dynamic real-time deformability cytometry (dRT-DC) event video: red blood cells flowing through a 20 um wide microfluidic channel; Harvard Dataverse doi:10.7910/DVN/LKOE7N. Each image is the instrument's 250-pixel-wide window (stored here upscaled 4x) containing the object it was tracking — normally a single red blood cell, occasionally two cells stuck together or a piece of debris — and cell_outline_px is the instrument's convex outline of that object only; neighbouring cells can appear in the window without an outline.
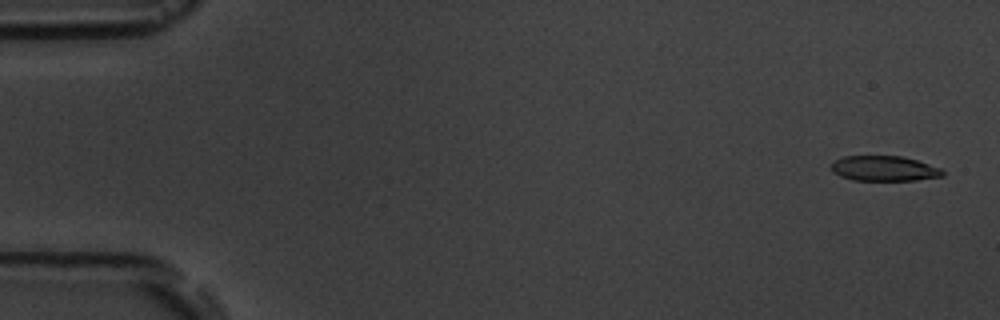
{"species": "common noctule bat (a hibernating species)", "species_latin": "Nyctalus noctula", "temperature_condition": "room temperature", "stored_images_in_passage": 5, "camera_frame_rate_fps": 3000, "um_per_image_px": 0.085, "animal": {"sex": "male", "body_mass_g": 19.5, "forearm_length_mm": 54.6}, "frame": {"image": 1, "passage_image": 1, "time_ms": 0.0, "image_size_px": [1000, 320], "cell_outline_px": [[944, 176], [916, 180], [852, 180], [840, 176], [832, 172], [832, 164], [836, 160], [844, 156], [900, 156], [916, 160], [940, 168], [944, 172]], "centroid_in_image_um": [75.15, 14.33], "position_along_channel_um": 9.9, "area_um2": 16.18}}
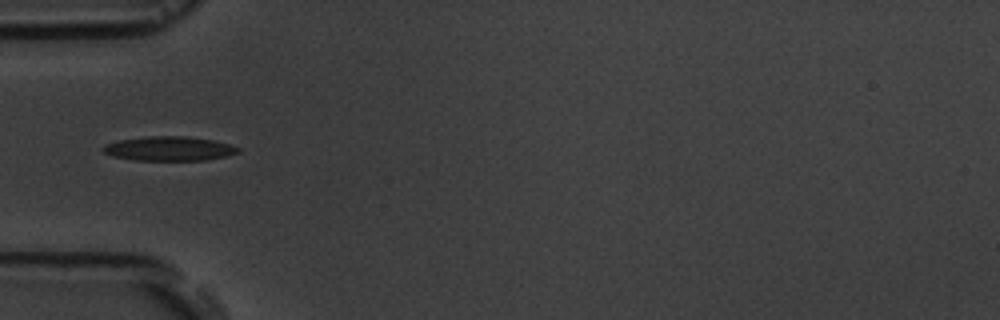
{"frame": {"image": 2, "passage_image": 5, "time_ms": 5.333, "image_size_px": [1000, 320], "cell_outline_px": [[240, 152], [224, 156], [204, 160], [132, 160], [112, 156], [104, 152], [100, 148], [104, 144], [120, 140], [148, 136], [188, 136], [212, 140], [228, 144], [240, 148]], "centroid_in_image_um": [14.33, 12.63], "position_along_channel_um": 70.7, "area_um2": 19.07}}